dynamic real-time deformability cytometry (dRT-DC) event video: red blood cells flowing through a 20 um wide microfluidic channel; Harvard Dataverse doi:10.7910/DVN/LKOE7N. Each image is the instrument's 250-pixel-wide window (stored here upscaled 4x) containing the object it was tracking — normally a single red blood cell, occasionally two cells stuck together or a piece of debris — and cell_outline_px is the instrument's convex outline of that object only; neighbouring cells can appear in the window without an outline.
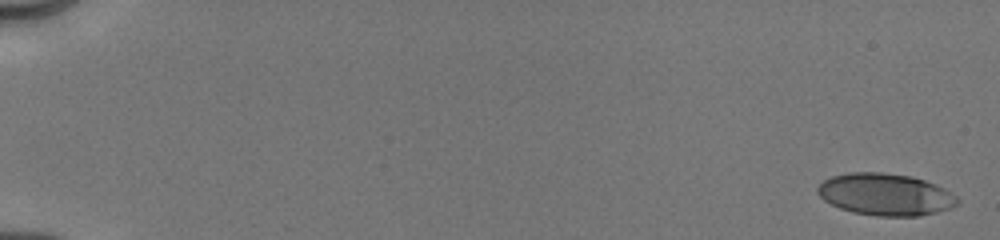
{"species": "human", "species_latin": "Homo sapiens", "temperature_condition": "cold", "stored_images_in_passage": 53, "camera_frame_rate_fps": 3000, "um_per_image_px": 0.085, "donor": {"sex": "male"}, "frame": {"image": 1, "passage_image": 1, "time_ms": 0.0, "image_size_px": [1000, 240], "cell_outline_px": [[960, 204], [952, 208], [936, 212], [916, 216], [876, 216], [852, 212], [840, 208], [824, 200], [816, 192], [816, 188], [824, 180], [832, 176], [848, 172], [880, 172], [912, 176], [936, 184], [944, 188], [956, 196], [960, 200]], "centroid_in_image_um": [75.28, 16.53], "position_along_channel_um": 9.7, "area_um2": 34.39}}
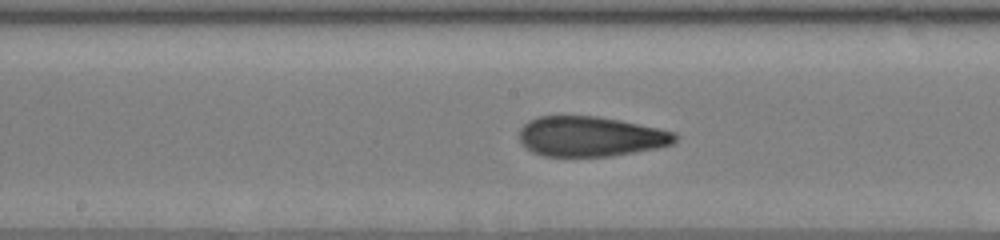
{"frame": {"image": 2, "passage_image": 34, "time_ms": 9.333, "image_size_px": [1000, 240], "cell_outline_px": [[676, 140], [672, 144], [656, 148], [608, 156], [544, 156], [532, 152], [524, 148], [520, 140], [520, 128], [528, 120], [540, 116], [600, 116], [660, 128], [676, 132]], "centroid_in_image_um": [50.17, 11.59], "position_along_channel_um": 198.0, "area_um2": 36.41}}
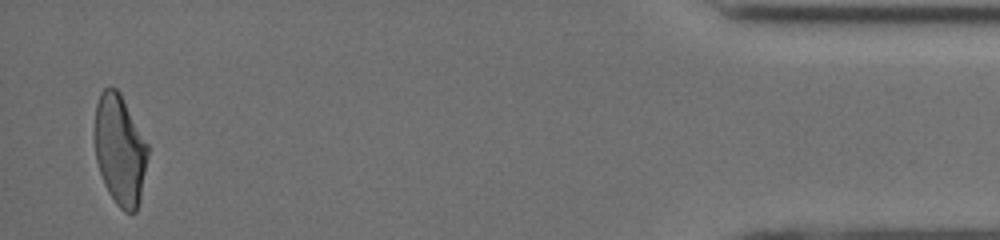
{"frame": {"image": 3, "passage_image": 53, "time_ms": 16.667, "image_size_px": [1000, 240], "cell_outline_px": [[148, 156], [140, 200], [136, 212], [124, 212], [116, 204], [108, 192], [104, 184], [96, 160], [92, 128], [96, 104], [100, 92], [104, 88], [116, 88], [120, 92], [148, 144]], "centroid_in_image_um": [10.16, 12.72], "position_along_channel_um": 425.0, "area_um2": 34.74}, "authors_computed_cell_mechanics": {"area_um2": 34.7956, "velocity_mm_per_s": 4.028, "shape_relaxation_time_tau1_ms": 6.3315, "shape_relaxation_time_tau2_ms": 1.6085, "deformation_change_tau1": 0.2145, "deformation_change_tau2": 0.095}}